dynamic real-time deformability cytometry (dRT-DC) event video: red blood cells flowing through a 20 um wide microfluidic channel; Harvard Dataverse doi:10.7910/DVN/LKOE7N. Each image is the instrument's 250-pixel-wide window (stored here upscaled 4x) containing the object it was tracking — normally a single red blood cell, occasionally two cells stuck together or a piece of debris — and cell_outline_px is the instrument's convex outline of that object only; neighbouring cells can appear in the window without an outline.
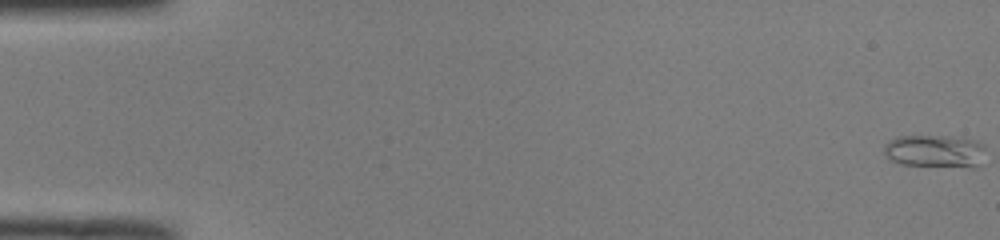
{"species": "common noctule bat (a hibernating species)", "species_latin": "Nyctalus noctula", "temperature_condition": "room temperature", "stored_images_in_passage": 51, "camera_frame_rate_fps": 3000, "um_per_image_px": 0.085, "animal": {"sex": "male", "body_mass_g": 19.0, "forearm_length_mm": 50.8}, "frame": {"image": 1, "passage_image": 1, "time_ms": 0.0, "image_size_px": [1000, 240], "cell_outline_px": [[984, 148], [976, 168], [972, 168], [900, 164], [892, 160], [884, 152], [884, 144], [888, 140], [896, 136], [952, 136], [976, 140], [984, 144]], "centroid_in_image_um": [79.45, 12.84], "position_along_channel_um": 5.5, "area_um2": 19.48}}
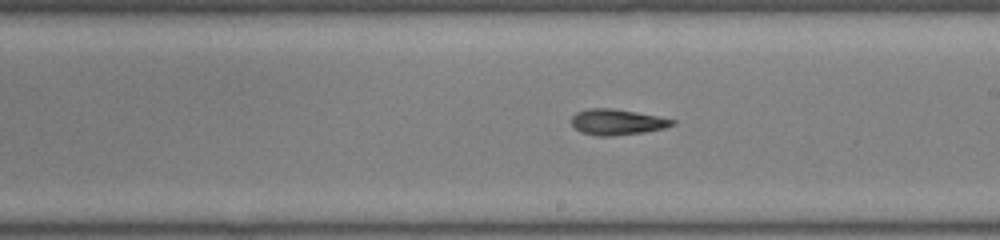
{"frame": {"image": 2, "passage_image": 30, "time_ms": 9.667, "image_size_px": [1000, 240], "cell_outline_px": [[676, 124], [664, 128], [644, 132], [612, 136], [596, 136], [580, 132], [572, 124], [572, 116], [576, 112], [588, 108], [612, 108], [636, 112], [676, 120]], "centroid_in_image_um": [52.44, 10.37], "position_along_channel_um": 236.6, "area_um2": 15.14}}
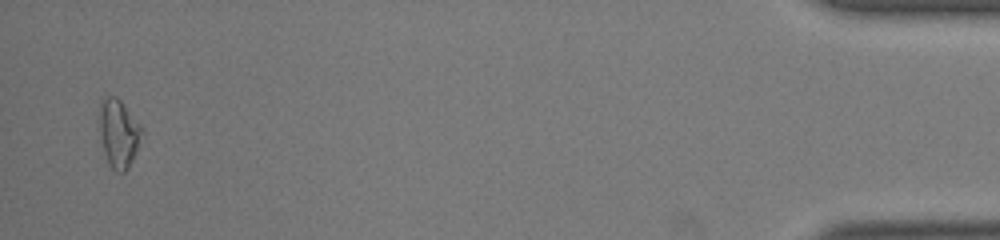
{"frame": {"image": 3, "passage_image": 50, "time_ms": 16.333, "image_size_px": [1000, 240], "cell_outline_px": [[144, 132], [132, 160], [128, 168], [124, 172], [116, 172], [108, 164], [104, 152], [100, 132], [100, 100], [104, 96], [116, 96], [120, 100], [140, 124]], "centroid_in_image_um": [10.09, 11.32], "position_along_channel_um": 425.1, "area_um2": 16.76}, "authors_computed_cell_mechanics": {"area_um2": 15.3748, "velocity_mm_per_s": 4.0687, "shape_relaxation_time_tau1_ms": null, "shape_relaxation_time_tau2_ms": 7.2161, "deformation_change_tau1": null, "deformation_change_tau2": 0.1827}}